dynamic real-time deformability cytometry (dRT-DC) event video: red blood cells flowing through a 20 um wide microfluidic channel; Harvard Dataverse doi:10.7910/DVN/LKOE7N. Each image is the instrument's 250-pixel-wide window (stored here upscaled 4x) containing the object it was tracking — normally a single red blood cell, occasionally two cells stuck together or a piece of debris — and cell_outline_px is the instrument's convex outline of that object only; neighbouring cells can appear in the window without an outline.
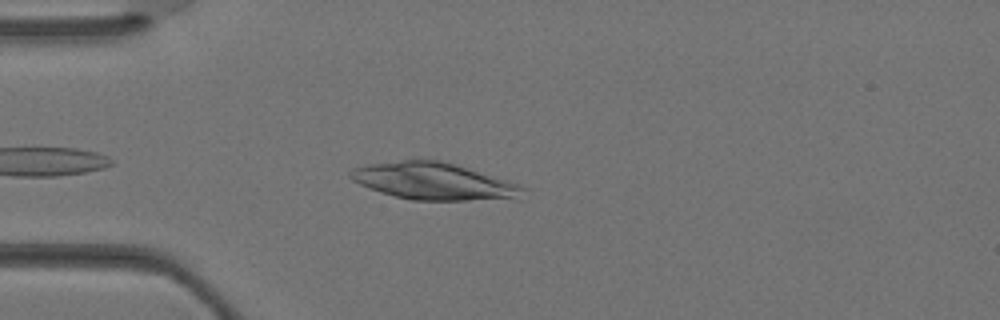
{"species": "Egyptian fruit bat (a non-hibernating species)", "species_latin": "Rousettus aegyptiacus", "temperature_condition": "warm", "stored_images_in_passage": 3, "camera_frame_rate_fps": 3000, "um_per_image_px": 0.085, "animal": {"sex": "female"}, "frame": {"image": 1, "passage_image": 3, "time_ms": 0.667, "image_size_px": [1000, 320], "cell_outline_px": [[524, 188], [520, 200], [412, 200], [380, 192], [368, 188], [352, 180], [348, 176], [348, 172], [352, 168], [368, 164], [400, 160], [440, 160], [520, 184]], "centroid_in_image_um": [36.88, 15.42], "position_along_channel_um": 48.1, "area_um2": 37.28}}